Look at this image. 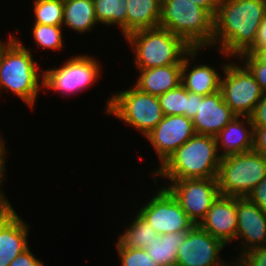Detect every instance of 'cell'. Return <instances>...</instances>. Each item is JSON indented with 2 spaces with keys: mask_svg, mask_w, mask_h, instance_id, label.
Masks as SVG:
<instances>
[{
  "mask_svg": "<svg viewBox=\"0 0 266 266\" xmlns=\"http://www.w3.org/2000/svg\"><path fill=\"white\" fill-rule=\"evenodd\" d=\"M242 122L249 126L245 127ZM245 122L236 116L215 136L217 147L221 144L224 148L223 153H219L221 157L253 150L254 127L250 117L245 116Z\"/></svg>",
  "mask_w": 266,
  "mask_h": 266,
  "instance_id": "obj_19",
  "label": "cell"
},
{
  "mask_svg": "<svg viewBox=\"0 0 266 266\" xmlns=\"http://www.w3.org/2000/svg\"><path fill=\"white\" fill-rule=\"evenodd\" d=\"M234 264H236L235 266H241V264H240V262L238 261V262H236V263H233V266H234ZM226 266H231V265H229V263H228V265L226 264Z\"/></svg>",
  "mask_w": 266,
  "mask_h": 266,
  "instance_id": "obj_43",
  "label": "cell"
},
{
  "mask_svg": "<svg viewBox=\"0 0 266 266\" xmlns=\"http://www.w3.org/2000/svg\"><path fill=\"white\" fill-rule=\"evenodd\" d=\"M160 235L139 213L129 228L119 236L117 243L121 247L147 249Z\"/></svg>",
  "mask_w": 266,
  "mask_h": 266,
  "instance_id": "obj_24",
  "label": "cell"
},
{
  "mask_svg": "<svg viewBox=\"0 0 266 266\" xmlns=\"http://www.w3.org/2000/svg\"><path fill=\"white\" fill-rule=\"evenodd\" d=\"M188 1L194 3L197 6L204 8L213 17H215L219 3H220V0H188Z\"/></svg>",
  "mask_w": 266,
  "mask_h": 266,
  "instance_id": "obj_39",
  "label": "cell"
},
{
  "mask_svg": "<svg viewBox=\"0 0 266 266\" xmlns=\"http://www.w3.org/2000/svg\"><path fill=\"white\" fill-rule=\"evenodd\" d=\"M125 39L134 49L138 69L182 64L192 49L181 37L162 27L137 30Z\"/></svg>",
  "mask_w": 266,
  "mask_h": 266,
  "instance_id": "obj_5",
  "label": "cell"
},
{
  "mask_svg": "<svg viewBox=\"0 0 266 266\" xmlns=\"http://www.w3.org/2000/svg\"><path fill=\"white\" fill-rule=\"evenodd\" d=\"M203 97V95L188 91L187 118L193 119L196 116L199 108V101H202Z\"/></svg>",
  "mask_w": 266,
  "mask_h": 266,
  "instance_id": "obj_37",
  "label": "cell"
},
{
  "mask_svg": "<svg viewBox=\"0 0 266 266\" xmlns=\"http://www.w3.org/2000/svg\"><path fill=\"white\" fill-rule=\"evenodd\" d=\"M218 150L215 137L195 134L171 154L154 174L167 177L170 182L217 178L222 159Z\"/></svg>",
  "mask_w": 266,
  "mask_h": 266,
  "instance_id": "obj_2",
  "label": "cell"
},
{
  "mask_svg": "<svg viewBox=\"0 0 266 266\" xmlns=\"http://www.w3.org/2000/svg\"><path fill=\"white\" fill-rule=\"evenodd\" d=\"M34 24L63 25L64 0H35Z\"/></svg>",
  "mask_w": 266,
  "mask_h": 266,
  "instance_id": "obj_26",
  "label": "cell"
},
{
  "mask_svg": "<svg viewBox=\"0 0 266 266\" xmlns=\"http://www.w3.org/2000/svg\"><path fill=\"white\" fill-rule=\"evenodd\" d=\"M5 142L4 141H2V138L0 137V185H1V183H3L4 181H3V179H5V156H6V151L7 150H5L6 148H5V144H4ZM5 155V156H4ZM0 189H1V187H0ZM4 194V192H1V190H0V195H3Z\"/></svg>",
  "mask_w": 266,
  "mask_h": 266,
  "instance_id": "obj_40",
  "label": "cell"
},
{
  "mask_svg": "<svg viewBox=\"0 0 266 266\" xmlns=\"http://www.w3.org/2000/svg\"><path fill=\"white\" fill-rule=\"evenodd\" d=\"M266 177V156L255 151L222 157L217 176L220 195L247 197Z\"/></svg>",
  "mask_w": 266,
  "mask_h": 266,
  "instance_id": "obj_6",
  "label": "cell"
},
{
  "mask_svg": "<svg viewBox=\"0 0 266 266\" xmlns=\"http://www.w3.org/2000/svg\"><path fill=\"white\" fill-rule=\"evenodd\" d=\"M237 237L243 239L240 255L252 248L266 246V215L247 197H237Z\"/></svg>",
  "mask_w": 266,
  "mask_h": 266,
  "instance_id": "obj_14",
  "label": "cell"
},
{
  "mask_svg": "<svg viewBox=\"0 0 266 266\" xmlns=\"http://www.w3.org/2000/svg\"><path fill=\"white\" fill-rule=\"evenodd\" d=\"M121 266H159L147 254L145 249L121 247L116 243Z\"/></svg>",
  "mask_w": 266,
  "mask_h": 266,
  "instance_id": "obj_29",
  "label": "cell"
},
{
  "mask_svg": "<svg viewBox=\"0 0 266 266\" xmlns=\"http://www.w3.org/2000/svg\"><path fill=\"white\" fill-rule=\"evenodd\" d=\"M28 226L16 213L0 229V266H9L15 257L28 248Z\"/></svg>",
  "mask_w": 266,
  "mask_h": 266,
  "instance_id": "obj_20",
  "label": "cell"
},
{
  "mask_svg": "<svg viewBox=\"0 0 266 266\" xmlns=\"http://www.w3.org/2000/svg\"><path fill=\"white\" fill-rule=\"evenodd\" d=\"M222 66L225 75L221 78L220 91L224 102L240 118L250 117L263 95L260 85L246 66L233 62Z\"/></svg>",
  "mask_w": 266,
  "mask_h": 266,
  "instance_id": "obj_8",
  "label": "cell"
},
{
  "mask_svg": "<svg viewBox=\"0 0 266 266\" xmlns=\"http://www.w3.org/2000/svg\"><path fill=\"white\" fill-rule=\"evenodd\" d=\"M106 113L140 130L144 136L149 134L165 116L159 97L140 91L135 86L120 91L108 98Z\"/></svg>",
  "mask_w": 266,
  "mask_h": 266,
  "instance_id": "obj_7",
  "label": "cell"
},
{
  "mask_svg": "<svg viewBox=\"0 0 266 266\" xmlns=\"http://www.w3.org/2000/svg\"><path fill=\"white\" fill-rule=\"evenodd\" d=\"M196 134L192 119L185 115H165L145 137L151 142L162 165L181 145Z\"/></svg>",
  "mask_w": 266,
  "mask_h": 266,
  "instance_id": "obj_13",
  "label": "cell"
},
{
  "mask_svg": "<svg viewBox=\"0 0 266 266\" xmlns=\"http://www.w3.org/2000/svg\"><path fill=\"white\" fill-rule=\"evenodd\" d=\"M138 70L140 76L134 86L153 96L159 97L181 84L182 64Z\"/></svg>",
  "mask_w": 266,
  "mask_h": 266,
  "instance_id": "obj_18",
  "label": "cell"
},
{
  "mask_svg": "<svg viewBox=\"0 0 266 266\" xmlns=\"http://www.w3.org/2000/svg\"><path fill=\"white\" fill-rule=\"evenodd\" d=\"M241 61L245 59V65L260 85L263 92H266V64L258 63L249 53H242L238 56Z\"/></svg>",
  "mask_w": 266,
  "mask_h": 266,
  "instance_id": "obj_30",
  "label": "cell"
},
{
  "mask_svg": "<svg viewBox=\"0 0 266 266\" xmlns=\"http://www.w3.org/2000/svg\"><path fill=\"white\" fill-rule=\"evenodd\" d=\"M100 68L94 57L75 56L60 68L43 71L41 85L64 94L76 93L79 90L87 89L97 81L101 72Z\"/></svg>",
  "mask_w": 266,
  "mask_h": 266,
  "instance_id": "obj_9",
  "label": "cell"
},
{
  "mask_svg": "<svg viewBox=\"0 0 266 266\" xmlns=\"http://www.w3.org/2000/svg\"><path fill=\"white\" fill-rule=\"evenodd\" d=\"M62 27L63 26L34 24L32 34L36 41V45L55 51L56 49H61L63 47Z\"/></svg>",
  "mask_w": 266,
  "mask_h": 266,
  "instance_id": "obj_28",
  "label": "cell"
},
{
  "mask_svg": "<svg viewBox=\"0 0 266 266\" xmlns=\"http://www.w3.org/2000/svg\"><path fill=\"white\" fill-rule=\"evenodd\" d=\"M138 213L159 235L189 231L195 225L166 187H160Z\"/></svg>",
  "mask_w": 266,
  "mask_h": 266,
  "instance_id": "obj_11",
  "label": "cell"
},
{
  "mask_svg": "<svg viewBox=\"0 0 266 266\" xmlns=\"http://www.w3.org/2000/svg\"><path fill=\"white\" fill-rule=\"evenodd\" d=\"M241 266H266V246L252 248L236 259Z\"/></svg>",
  "mask_w": 266,
  "mask_h": 266,
  "instance_id": "obj_31",
  "label": "cell"
},
{
  "mask_svg": "<svg viewBox=\"0 0 266 266\" xmlns=\"http://www.w3.org/2000/svg\"><path fill=\"white\" fill-rule=\"evenodd\" d=\"M158 27L181 37L191 48L212 46L214 17L188 0H162Z\"/></svg>",
  "mask_w": 266,
  "mask_h": 266,
  "instance_id": "obj_3",
  "label": "cell"
},
{
  "mask_svg": "<svg viewBox=\"0 0 266 266\" xmlns=\"http://www.w3.org/2000/svg\"><path fill=\"white\" fill-rule=\"evenodd\" d=\"M224 246L221 240L194 225L178 248L176 266H226L218 256Z\"/></svg>",
  "mask_w": 266,
  "mask_h": 266,
  "instance_id": "obj_12",
  "label": "cell"
},
{
  "mask_svg": "<svg viewBox=\"0 0 266 266\" xmlns=\"http://www.w3.org/2000/svg\"><path fill=\"white\" fill-rule=\"evenodd\" d=\"M266 16V0H220L214 17L212 45L225 57H238L254 43Z\"/></svg>",
  "mask_w": 266,
  "mask_h": 266,
  "instance_id": "obj_1",
  "label": "cell"
},
{
  "mask_svg": "<svg viewBox=\"0 0 266 266\" xmlns=\"http://www.w3.org/2000/svg\"><path fill=\"white\" fill-rule=\"evenodd\" d=\"M187 233L188 231L162 234L155 237L145 250L159 266H176L178 248L185 240Z\"/></svg>",
  "mask_w": 266,
  "mask_h": 266,
  "instance_id": "obj_23",
  "label": "cell"
},
{
  "mask_svg": "<svg viewBox=\"0 0 266 266\" xmlns=\"http://www.w3.org/2000/svg\"><path fill=\"white\" fill-rule=\"evenodd\" d=\"M264 46H266V16L258 29L255 43L245 53H251L255 48Z\"/></svg>",
  "mask_w": 266,
  "mask_h": 266,
  "instance_id": "obj_38",
  "label": "cell"
},
{
  "mask_svg": "<svg viewBox=\"0 0 266 266\" xmlns=\"http://www.w3.org/2000/svg\"><path fill=\"white\" fill-rule=\"evenodd\" d=\"M8 40L2 48L0 59V89L11 90L32 109L40 82L43 83L39 79V66L30 50L16 37L10 35Z\"/></svg>",
  "mask_w": 266,
  "mask_h": 266,
  "instance_id": "obj_4",
  "label": "cell"
},
{
  "mask_svg": "<svg viewBox=\"0 0 266 266\" xmlns=\"http://www.w3.org/2000/svg\"><path fill=\"white\" fill-rule=\"evenodd\" d=\"M166 188L195 225L200 224L220 195L217 178L174 180Z\"/></svg>",
  "mask_w": 266,
  "mask_h": 266,
  "instance_id": "obj_10",
  "label": "cell"
},
{
  "mask_svg": "<svg viewBox=\"0 0 266 266\" xmlns=\"http://www.w3.org/2000/svg\"><path fill=\"white\" fill-rule=\"evenodd\" d=\"M6 195H0V229L16 214Z\"/></svg>",
  "mask_w": 266,
  "mask_h": 266,
  "instance_id": "obj_36",
  "label": "cell"
},
{
  "mask_svg": "<svg viewBox=\"0 0 266 266\" xmlns=\"http://www.w3.org/2000/svg\"><path fill=\"white\" fill-rule=\"evenodd\" d=\"M164 115H185L188 110V91L180 84L178 87L159 96Z\"/></svg>",
  "mask_w": 266,
  "mask_h": 266,
  "instance_id": "obj_27",
  "label": "cell"
},
{
  "mask_svg": "<svg viewBox=\"0 0 266 266\" xmlns=\"http://www.w3.org/2000/svg\"><path fill=\"white\" fill-rule=\"evenodd\" d=\"M96 23L93 0H64V25L83 33L93 29Z\"/></svg>",
  "mask_w": 266,
  "mask_h": 266,
  "instance_id": "obj_22",
  "label": "cell"
},
{
  "mask_svg": "<svg viewBox=\"0 0 266 266\" xmlns=\"http://www.w3.org/2000/svg\"><path fill=\"white\" fill-rule=\"evenodd\" d=\"M250 118L252 120L253 127L266 126V92H263L262 98L256 105Z\"/></svg>",
  "mask_w": 266,
  "mask_h": 266,
  "instance_id": "obj_33",
  "label": "cell"
},
{
  "mask_svg": "<svg viewBox=\"0 0 266 266\" xmlns=\"http://www.w3.org/2000/svg\"><path fill=\"white\" fill-rule=\"evenodd\" d=\"M237 115L224 102L221 91L205 95L192 119L196 134L215 137Z\"/></svg>",
  "mask_w": 266,
  "mask_h": 266,
  "instance_id": "obj_16",
  "label": "cell"
},
{
  "mask_svg": "<svg viewBox=\"0 0 266 266\" xmlns=\"http://www.w3.org/2000/svg\"><path fill=\"white\" fill-rule=\"evenodd\" d=\"M258 63L266 64V46L257 47L249 53Z\"/></svg>",
  "mask_w": 266,
  "mask_h": 266,
  "instance_id": "obj_41",
  "label": "cell"
},
{
  "mask_svg": "<svg viewBox=\"0 0 266 266\" xmlns=\"http://www.w3.org/2000/svg\"><path fill=\"white\" fill-rule=\"evenodd\" d=\"M199 50L200 48H192L183 58L181 84L187 91L205 96L220 91L221 76L206 64L193 66L189 71L191 65L188 57L194 59Z\"/></svg>",
  "mask_w": 266,
  "mask_h": 266,
  "instance_id": "obj_17",
  "label": "cell"
},
{
  "mask_svg": "<svg viewBox=\"0 0 266 266\" xmlns=\"http://www.w3.org/2000/svg\"><path fill=\"white\" fill-rule=\"evenodd\" d=\"M6 43L5 42H2L0 41V59H1V54H2V48L3 46L5 45Z\"/></svg>",
  "mask_w": 266,
  "mask_h": 266,
  "instance_id": "obj_42",
  "label": "cell"
},
{
  "mask_svg": "<svg viewBox=\"0 0 266 266\" xmlns=\"http://www.w3.org/2000/svg\"><path fill=\"white\" fill-rule=\"evenodd\" d=\"M266 215V177L247 196Z\"/></svg>",
  "mask_w": 266,
  "mask_h": 266,
  "instance_id": "obj_32",
  "label": "cell"
},
{
  "mask_svg": "<svg viewBox=\"0 0 266 266\" xmlns=\"http://www.w3.org/2000/svg\"><path fill=\"white\" fill-rule=\"evenodd\" d=\"M9 266H44V264L39 259H36L28 247L15 257Z\"/></svg>",
  "mask_w": 266,
  "mask_h": 266,
  "instance_id": "obj_34",
  "label": "cell"
},
{
  "mask_svg": "<svg viewBox=\"0 0 266 266\" xmlns=\"http://www.w3.org/2000/svg\"><path fill=\"white\" fill-rule=\"evenodd\" d=\"M162 0H127L126 36L134 31L158 27Z\"/></svg>",
  "mask_w": 266,
  "mask_h": 266,
  "instance_id": "obj_21",
  "label": "cell"
},
{
  "mask_svg": "<svg viewBox=\"0 0 266 266\" xmlns=\"http://www.w3.org/2000/svg\"><path fill=\"white\" fill-rule=\"evenodd\" d=\"M199 226L225 245L236 238L237 197L219 195Z\"/></svg>",
  "mask_w": 266,
  "mask_h": 266,
  "instance_id": "obj_15",
  "label": "cell"
},
{
  "mask_svg": "<svg viewBox=\"0 0 266 266\" xmlns=\"http://www.w3.org/2000/svg\"><path fill=\"white\" fill-rule=\"evenodd\" d=\"M97 22L113 25L117 24L126 37L127 0H93Z\"/></svg>",
  "mask_w": 266,
  "mask_h": 266,
  "instance_id": "obj_25",
  "label": "cell"
},
{
  "mask_svg": "<svg viewBox=\"0 0 266 266\" xmlns=\"http://www.w3.org/2000/svg\"><path fill=\"white\" fill-rule=\"evenodd\" d=\"M253 151L266 156V126L254 127Z\"/></svg>",
  "mask_w": 266,
  "mask_h": 266,
  "instance_id": "obj_35",
  "label": "cell"
}]
</instances>
